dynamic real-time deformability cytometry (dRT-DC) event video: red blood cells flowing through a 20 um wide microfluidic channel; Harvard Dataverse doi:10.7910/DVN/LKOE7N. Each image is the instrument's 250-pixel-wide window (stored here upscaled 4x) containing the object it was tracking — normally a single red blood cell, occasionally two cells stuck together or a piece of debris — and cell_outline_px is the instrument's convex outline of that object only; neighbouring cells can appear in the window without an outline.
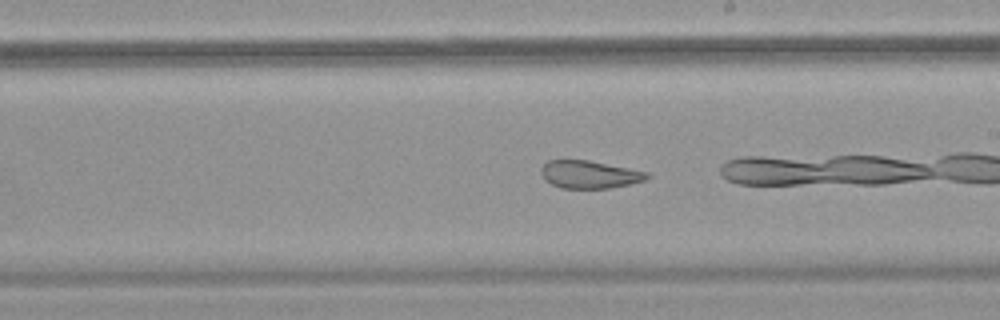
{"species": "common noctule bat (a hibernating species)", "species_latin": "Nyctalus noctula", "temperature_condition": "warm", "stored_images_in_passage": 44, "camera_frame_rate_fps": 3000, "um_per_image_px": 0.085, "animal": {"sex": "female", "body_mass_g": 18.4}, "frame": {"image": 1, "passage_image": 32, "time_ms": 10.333, "image_size_px": [1000, 320], "cell_outline_px": [[652, 176], [644, 180], [628, 184], [608, 188], [560, 188], [544, 180], [540, 172], [540, 168], [548, 160], [588, 160], [648, 172]], "centroid_in_image_um": [50.07, 14.83], "position_along_channel_um": 238.9, "area_um2": 17.05}}